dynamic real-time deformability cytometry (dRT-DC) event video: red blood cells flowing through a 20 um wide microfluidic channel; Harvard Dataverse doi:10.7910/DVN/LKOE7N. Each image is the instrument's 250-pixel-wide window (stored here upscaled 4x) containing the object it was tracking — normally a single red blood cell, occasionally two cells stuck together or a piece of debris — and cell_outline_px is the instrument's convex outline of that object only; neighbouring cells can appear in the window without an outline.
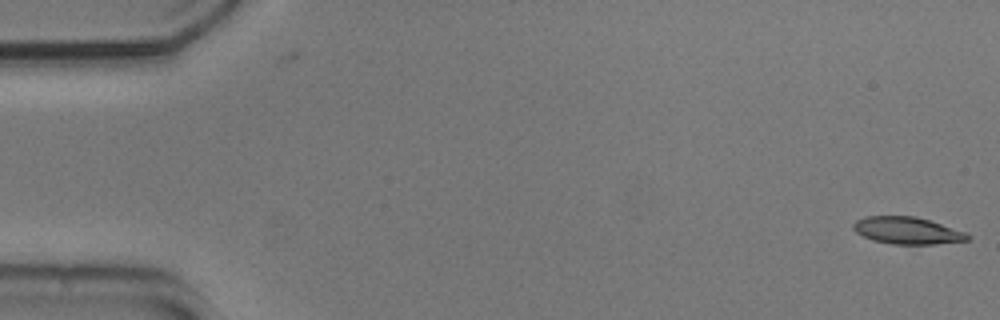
{"species": "common noctule bat (a hibernating species)", "species_latin": "Nyctalus noctula", "temperature_condition": "cold", "stored_images_in_passage": 2, "camera_frame_rate_fps": 3000, "um_per_image_px": 0.085, "animal": {"sex": "male", "body_mass_g": 20.5, "forearm_length_mm": 52.5}, "frame": {"image": 1, "passage_image": 2, "time_ms": 0.333, "image_size_px": [1000, 320], "cell_outline_px": [[972, 236], [968, 240], [936, 244], [892, 244], [872, 240], [856, 232], [852, 228], [852, 224], [856, 220], [864, 216], [916, 216], [968, 232]], "centroid_in_image_um": [77.14, 19.59], "position_along_channel_um": 7.9, "area_um2": 18.21}}